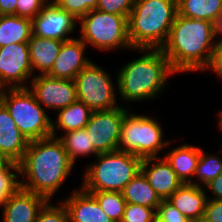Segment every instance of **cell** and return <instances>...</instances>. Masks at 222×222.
<instances>
[{
	"label": "cell",
	"mask_w": 222,
	"mask_h": 222,
	"mask_svg": "<svg viewBox=\"0 0 222 222\" xmlns=\"http://www.w3.org/2000/svg\"><path fill=\"white\" fill-rule=\"evenodd\" d=\"M205 191L204 187L184 183L166 200L191 222H202L208 200Z\"/></svg>",
	"instance_id": "cell-18"
},
{
	"label": "cell",
	"mask_w": 222,
	"mask_h": 222,
	"mask_svg": "<svg viewBox=\"0 0 222 222\" xmlns=\"http://www.w3.org/2000/svg\"><path fill=\"white\" fill-rule=\"evenodd\" d=\"M63 41L40 38L32 34L29 42V54L33 74L35 69L39 75H47L59 55Z\"/></svg>",
	"instance_id": "cell-20"
},
{
	"label": "cell",
	"mask_w": 222,
	"mask_h": 222,
	"mask_svg": "<svg viewBox=\"0 0 222 222\" xmlns=\"http://www.w3.org/2000/svg\"><path fill=\"white\" fill-rule=\"evenodd\" d=\"M47 201L45 197L19 187L2 208V222H35Z\"/></svg>",
	"instance_id": "cell-15"
},
{
	"label": "cell",
	"mask_w": 222,
	"mask_h": 222,
	"mask_svg": "<svg viewBox=\"0 0 222 222\" xmlns=\"http://www.w3.org/2000/svg\"><path fill=\"white\" fill-rule=\"evenodd\" d=\"M126 203L138 204L157 209L161 199L149 184L146 176L139 171L122 191Z\"/></svg>",
	"instance_id": "cell-24"
},
{
	"label": "cell",
	"mask_w": 222,
	"mask_h": 222,
	"mask_svg": "<svg viewBox=\"0 0 222 222\" xmlns=\"http://www.w3.org/2000/svg\"><path fill=\"white\" fill-rule=\"evenodd\" d=\"M219 122H218V127L220 128V130H222V116L220 118H218Z\"/></svg>",
	"instance_id": "cell-42"
},
{
	"label": "cell",
	"mask_w": 222,
	"mask_h": 222,
	"mask_svg": "<svg viewBox=\"0 0 222 222\" xmlns=\"http://www.w3.org/2000/svg\"><path fill=\"white\" fill-rule=\"evenodd\" d=\"M80 39L94 49L109 51L132 49L128 36V17L91 10L79 20Z\"/></svg>",
	"instance_id": "cell-8"
},
{
	"label": "cell",
	"mask_w": 222,
	"mask_h": 222,
	"mask_svg": "<svg viewBox=\"0 0 222 222\" xmlns=\"http://www.w3.org/2000/svg\"><path fill=\"white\" fill-rule=\"evenodd\" d=\"M156 218L161 222H191L167 200H161L156 209Z\"/></svg>",
	"instance_id": "cell-34"
},
{
	"label": "cell",
	"mask_w": 222,
	"mask_h": 222,
	"mask_svg": "<svg viewBox=\"0 0 222 222\" xmlns=\"http://www.w3.org/2000/svg\"><path fill=\"white\" fill-rule=\"evenodd\" d=\"M215 48L212 22L177 14L161 50L176 73H188L206 71Z\"/></svg>",
	"instance_id": "cell-2"
},
{
	"label": "cell",
	"mask_w": 222,
	"mask_h": 222,
	"mask_svg": "<svg viewBox=\"0 0 222 222\" xmlns=\"http://www.w3.org/2000/svg\"><path fill=\"white\" fill-rule=\"evenodd\" d=\"M95 158L84 171L81 184L84 191L122 192L141 171L142 159L128 152L115 150Z\"/></svg>",
	"instance_id": "cell-5"
},
{
	"label": "cell",
	"mask_w": 222,
	"mask_h": 222,
	"mask_svg": "<svg viewBox=\"0 0 222 222\" xmlns=\"http://www.w3.org/2000/svg\"><path fill=\"white\" fill-rule=\"evenodd\" d=\"M201 148L190 144H182L169 151L163 157L171 165L182 183H191L196 172Z\"/></svg>",
	"instance_id": "cell-21"
},
{
	"label": "cell",
	"mask_w": 222,
	"mask_h": 222,
	"mask_svg": "<svg viewBox=\"0 0 222 222\" xmlns=\"http://www.w3.org/2000/svg\"><path fill=\"white\" fill-rule=\"evenodd\" d=\"M213 28H214V38L217 39L216 43L222 42V12L219 14V17L214 21ZM218 35H221V37L218 38L217 37Z\"/></svg>",
	"instance_id": "cell-40"
},
{
	"label": "cell",
	"mask_w": 222,
	"mask_h": 222,
	"mask_svg": "<svg viewBox=\"0 0 222 222\" xmlns=\"http://www.w3.org/2000/svg\"><path fill=\"white\" fill-rule=\"evenodd\" d=\"M204 188L211 191L214 195L211 197L212 199H222V173L208 183Z\"/></svg>",
	"instance_id": "cell-38"
},
{
	"label": "cell",
	"mask_w": 222,
	"mask_h": 222,
	"mask_svg": "<svg viewBox=\"0 0 222 222\" xmlns=\"http://www.w3.org/2000/svg\"><path fill=\"white\" fill-rule=\"evenodd\" d=\"M51 200H48L40 209L35 222H69L68 212L60 200L59 204H51Z\"/></svg>",
	"instance_id": "cell-30"
},
{
	"label": "cell",
	"mask_w": 222,
	"mask_h": 222,
	"mask_svg": "<svg viewBox=\"0 0 222 222\" xmlns=\"http://www.w3.org/2000/svg\"><path fill=\"white\" fill-rule=\"evenodd\" d=\"M99 203L100 208L114 221L121 222L126 206L122 192L86 191Z\"/></svg>",
	"instance_id": "cell-28"
},
{
	"label": "cell",
	"mask_w": 222,
	"mask_h": 222,
	"mask_svg": "<svg viewBox=\"0 0 222 222\" xmlns=\"http://www.w3.org/2000/svg\"><path fill=\"white\" fill-rule=\"evenodd\" d=\"M31 21L33 35L45 39L67 41L73 39L69 34L76 31L78 19L49 0Z\"/></svg>",
	"instance_id": "cell-13"
},
{
	"label": "cell",
	"mask_w": 222,
	"mask_h": 222,
	"mask_svg": "<svg viewBox=\"0 0 222 222\" xmlns=\"http://www.w3.org/2000/svg\"><path fill=\"white\" fill-rule=\"evenodd\" d=\"M153 222H161V221H159V220L156 218Z\"/></svg>",
	"instance_id": "cell-44"
},
{
	"label": "cell",
	"mask_w": 222,
	"mask_h": 222,
	"mask_svg": "<svg viewBox=\"0 0 222 222\" xmlns=\"http://www.w3.org/2000/svg\"><path fill=\"white\" fill-rule=\"evenodd\" d=\"M155 219V209L138 204L126 203L121 222H153Z\"/></svg>",
	"instance_id": "cell-32"
},
{
	"label": "cell",
	"mask_w": 222,
	"mask_h": 222,
	"mask_svg": "<svg viewBox=\"0 0 222 222\" xmlns=\"http://www.w3.org/2000/svg\"><path fill=\"white\" fill-rule=\"evenodd\" d=\"M13 161L0 151V170L7 168Z\"/></svg>",
	"instance_id": "cell-41"
},
{
	"label": "cell",
	"mask_w": 222,
	"mask_h": 222,
	"mask_svg": "<svg viewBox=\"0 0 222 222\" xmlns=\"http://www.w3.org/2000/svg\"><path fill=\"white\" fill-rule=\"evenodd\" d=\"M222 173V159L218 155L205 154L201 149L194 179L190 184L205 187ZM197 176V177H196ZM197 178V179H196ZM198 180V182L194 180ZM200 181V182H199ZM202 184V185H201Z\"/></svg>",
	"instance_id": "cell-27"
},
{
	"label": "cell",
	"mask_w": 222,
	"mask_h": 222,
	"mask_svg": "<svg viewBox=\"0 0 222 222\" xmlns=\"http://www.w3.org/2000/svg\"><path fill=\"white\" fill-rule=\"evenodd\" d=\"M64 145V149L68 154L69 159L75 164L78 156H88L94 154L96 157L98 153L94 150L92 141L89 134L86 132L85 127L64 133L58 136Z\"/></svg>",
	"instance_id": "cell-26"
},
{
	"label": "cell",
	"mask_w": 222,
	"mask_h": 222,
	"mask_svg": "<svg viewBox=\"0 0 222 222\" xmlns=\"http://www.w3.org/2000/svg\"><path fill=\"white\" fill-rule=\"evenodd\" d=\"M29 141L19 131L8 110L0 102V151L13 162L19 163L28 148Z\"/></svg>",
	"instance_id": "cell-19"
},
{
	"label": "cell",
	"mask_w": 222,
	"mask_h": 222,
	"mask_svg": "<svg viewBox=\"0 0 222 222\" xmlns=\"http://www.w3.org/2000/svg\"><path fill=\"white\" fill-rule=\"evenodd\" d=\"M77 99L92 111L109 110L117 105V90L110 74L93 61L74 78Z\"/></svg>",
	"instance_id": "cell-9"
},
{
	"label": "cell",
	"mask_w": 222,
	"mask_h": 222,
	"mask_svg": "<svg viewBox=\"0 0 222 222\" xmlns=\"http://www.w3.org/2000/svg\"><path fill=\"white\" fill-rule=\"evenodd\" d=\"M58 7L72 14L76 19L82 18L96 9L99 0H52Z\"/></svg>",
	"instance_id": "cell-31"
},
{
	"label": "cell",
	"mask_w": 222,
	"mask_h": 222,
	"mask_svg": "<svg viewBox=\"0 0 222 222\" xmlns=\"http://www.w3.org/2000/svg\"><path fill=\"white\" fill-rule=\"evenodd\" d=\"M135 0H99L97 10L129 17Z\"/></svg>",
	"instance_id": "cell-33"
},
{
	"label": "cell",
	"mask_w": 222,
	"mask_h": 222,
	"mask_svg": "<svg viewBox=\"0 0 222 222\" xmlns=\"http://www.w3.org/2000/svg\"><path fill=\"white\" fill-rule=\"evenodd\" d=\"M34 76L28 43L0 47V90L28 88L26 83Z\"/></svg>",
	"instance_id": "cell-11"
},
{
	"label": "cell",
	"mask_w": 222,
	"mask_h": 222,
	"mask_svg": "<svg viewBox=\"0 0 222 222\" xmlns=\"http://www.w3.org/2000/svg\"><path fill=\"white\" fill-rule=\"evenodd\" d=\"M208 70L215 72L219 78H222V42L216 43L213 59Z\"/></svg>",
	"instance_id": "cell-37"
},
{
	"label": "cell",
	"mask_w": 222,
	"mask_h": 222,
	"mask_svg": "<svg viewBox=\"0 0 222 222\" xmlns=\"http://www.w3.org/2000/svg\"><path fill=\"white\" fill-rule=\"evenodd\" d=\"M30 84L28 88L34 93L37 102L47 109L58 111L78 100L74 80L35 74Z\"/></svg>",
	"instance_id": "cell-12"
},
{
	"label": "cell",
	"mask_w": 222,
	"mask_h": 222,
	"mask_svg": "<svg viewBox=\"0 0 222 222\" xmlns=\"http://www.w3.org/2000/svg\"><path fill=\"white\" fill-rule=\"evenodd\" d=\"M221 80H222V78H220ZM219 116V118L222 116V109L219 111V114H218Z\"/></svg>",
	"instance_id": "cell-43"
},
{
	"label": "cell",
	"mask_w": 222,
	"mask_h": 222,
	"mask_svg": "<svg viewBox=\"0 0 222 222\" xmlns=\"http://www.w3.org/2000/svg\"><path fill=\"white\" fill-rule=\"evenodd\" d=\"M202 222H222V199L208 198Z\"/></svg>",
	"instance_id": "cell-36"
},
{
	"label": "cell",
	"mask_w": 222,
	"mask_h": 222,
	"mask_svg": "<svg viewBox=\"0 0 222 222\" xmlns=\"http://www.w3.org/2000/svg\"><path fill=\"white\" fill-rule=\"evenodd\" d=\"M86 48L87 45L80 38L74 37L63 41L59 55L47 75L59 79L74 80L76 75L92 62L84 56Z\"/></svg>",
	"instance_id": "cell-14"
},
{
	"label": "cell",
	"mask_w": 222,
	"mask_h": 222,
	"mask_svg": "<svg viewBox=\"0 0 222 222\" xmlns=\"http://www.w3.org/2000/svg\"><path fill=\"white\" fill-rule=\"evenodd\" d=\"M32 36L31 19L17 15L0 16V47L28 43Z\"/></svg>",
	"instance_id": "cell-23"
},
{
	"label": "cell",
	"mask_w": 222,
	"mask_h": 222,
	"mask_svg": "<svg viewBox=\"0 0 222 222\" xmlns=\"http://www.w3.org/2000/svg\"><path fill=\"white\" fill-rule=\"evenodd\" d=\"M142 56L135 58L117 72V92L127 102L157 98L167 87V78L177 74L161 49H134Z\"/></svg>",
	"instance_id": "cell-3"
},
{
	"label": "cell",
	"mask_w": 222,
	"mask_h": 222,
	"mask_svg": "<svg viewBox=\"0 0 222 222\" xmlns=\"http://www.w3.org/2000/svg\"><path fill=\"white\" fill-rule=\"evenodd\" d=\"M74 164L62 141L50 136L30 141L19 162L20 187L50 200L63 185Z\"/></svg>",
	"instance_id": "cell-1"
},
{
	"label": "cell",
	"mask_w": 222,
	"mask_h": 222,
	"mask_svg": "<svg viewBox=\"0 0 222 222\" xmlns=\"http://www.w3.org/2000/svg\"><path fill=\"white\" fill-rule=\"evenodd\" d=\"M48 2L49 0H17L16 15L32 20Z\"/></svg>",
	"instance_id": "cell-35"
},
{
	"label": "cell",
	"mask_w": 222,
	"mask_h": 222,
	"mask_svg": "<svg viewBox=\"0 0 222 222\" xmlns=\"http://www.w3.org/2000/svg\"><path fill=\"white\" fill-rule=\"evenodd\" d=\"M0 102L29 142L52 136V119L29 88L1 89Z\"/></svg>",
	"instance_id": "cell-6"
},
{
	"label": "cell",
	"mask_w": 222,
	"mask_h": 222,
	"mask_svg": "<svg viewBox=\"0 0 222 222\" xmlns=\"http://www.w3.org/2000/svg\"><path fill=\"white\" fill-rule=\"evenodd\" d=\"M177 14V0H135L128 17L132 50L161 49Z\"/></svg>",
	"instance_id": "cell-4"
},
{
	"label": "cell",
	"mask_w": 222,
	"mask_h": 222,
	"mask_svg": "<svg viewBox=\"0 0 222 222\" xmlns=\"http://www.w3.org/2000/svg\"><path fill=\"white\" fill-rule=\"evenodd\" d=\"M128 112L122 105L92 112L85 129L98 154L118 150L121 124Z\"/></svg>",
	"instance_id": "cell-10"
},
{
	"label": "cell",
	"mask_w": 222,
	"mask_h": 222,
	"mask_svg": "<svg viewBox=\"0 0 222 222\" xmlns=\"http://www.w3.org/2000/svg\"><path fill=\"white\" fill-rule=\"evenodd\" d=\"M162 129L153 117L129 111L121 124L118 150L141 159L159 157V152L172 143L163 138Z\"/></svg>",
	"instance_id": "cell-7"
},
{
	"label": "cell",
	"mask_w": 222,
	"mask_h": 222,
	"mask_svg": "<svg viewBox=\"0 0 222 222\" xmlns=\"http://www.w3.org/2000/svg\"><path fill=\"white\" fill-rule=\"evenodd\" d=\"M92 112L86 104L78 100L68 107L58 110L57 120L52 121V136L58 137L56 131L59 130L66 133L84 128Z\"/></svg>",
	"instance_id": "cell-22"
},
{
	"label": "cell",
	"mask_w": 222,
	"mask_h": 222,
	"mask_svg": "<svg viewBox=\"0 0 222 222\" xmlns=\"http://www.w3.org/2000/svg\"><path fill=\"white\" fill-rule=\"evenodd\" d=\"M17 0H0V16L16 15Z\"/></svg>",
	"instance_id": "cell-39"
},
{
	"label": "cell",
	"mask_w": 222,
	"mask_h": 222,
	"mask_svg": "<svg viewBox=\"0 0 222 222\" xmlns=\"http://www.w3.org/2000/svg\"><path fill=\"white\" fill-rule=\"evenodd\" d=\"M18 175L19 163L16 162L0 170V207L3 208L7 199L20 187Z\"/></svg>",
	"instance_id": "cell-29"
},
{
	"label": "cell",
	"mask_w": 222,
	"mask_h": 222,
	"mask_svg": "<svg viewBox=\"0 0 222 222\" xmlns=\"http://www.w3.org/2000/svg\"><path fill=\"white\" fill-rule=\"evenodd\" d=\"M141 171L161 200L169 198L183 184L164 157L142 159Z\"/></svg>",
	"instance_id": "cell-16"
},
{
	"label": "cell",
	"mask_w": 222,
	"mask_h": 222,
	"mask_svg": "<svg viewBox=\"0 0 222 222\" xmlns=\"http://www.w3.org/2000/svg\"><path fill=\"white\" fill-rule=\"evenodd\" d=\"M68 212L69 222H114L99 206L98 201L82 188L61 200Z\"/></svg>",
	"instance_id": "cell-17"
},
{
	"label": "cell",
	"mask_w": 222,
	"mask_h": 222,
	"mask_svg": "<svg viewBox=\"0 0 222 222\" xmlns=\"http://www.w3.org/2000/svg\"><path fill=\"white\" fill-rule=\"evenodd\" d=\"M178 15L214 21L222 12V0H177Z\"/></svg>",
	"instance_id": "cell-25"
}]
</instances>
